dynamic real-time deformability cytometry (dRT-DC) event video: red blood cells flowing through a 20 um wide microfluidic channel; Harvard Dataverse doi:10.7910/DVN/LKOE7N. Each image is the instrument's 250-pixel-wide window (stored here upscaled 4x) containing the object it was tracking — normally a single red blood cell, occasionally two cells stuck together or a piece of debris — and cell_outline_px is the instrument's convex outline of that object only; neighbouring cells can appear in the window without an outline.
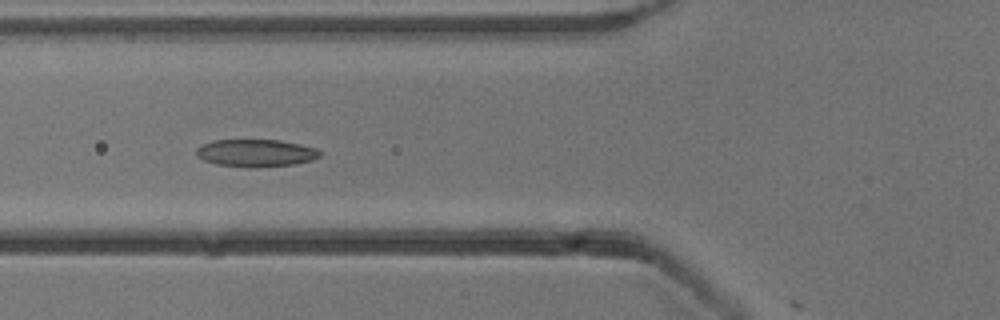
{"species": "common noctule bat (a hibernating species)", "species_latin": "Nyctalus noctula", "temperature_condition": "cold", "stored_images_in_passage": 5, "camera_frame_rate_fps": 3000, "um_per_image_px": 0.085, "animal": {"sex": "male", "body_mass_g": 13.3}, "frame": {"image": 1, "passage_image": 5, "time_ms": 4.667, "image_size_px": [1000, 320], "cell_outline_px": [[324, 152], [320, 156], [312, 160], [292, 164], [256, 168], [248, 168], [216, 164], [204, 160], [196, 156], [196, 148], [200, 144], [212, 140], [280, 140], [300, 144], [316, 148]], "centroid_in_image_um": [21.73, 13.0], "position_along_channel_um": 104.1, "area_um2": 20.06}}